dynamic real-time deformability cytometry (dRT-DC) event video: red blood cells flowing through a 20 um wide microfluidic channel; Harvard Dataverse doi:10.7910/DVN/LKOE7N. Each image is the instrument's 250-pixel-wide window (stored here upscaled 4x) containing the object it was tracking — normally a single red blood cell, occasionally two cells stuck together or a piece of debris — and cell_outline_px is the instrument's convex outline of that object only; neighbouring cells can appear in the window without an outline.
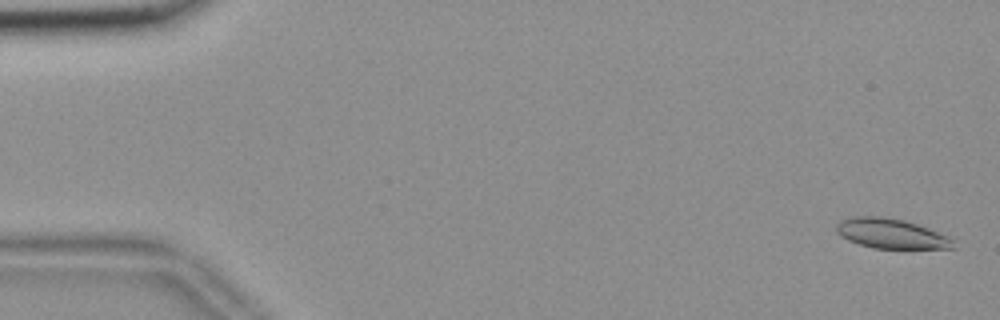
{"species": "common noctule bat (a hibernating species)", "species_latin": "Nyctalus noctula", "temperature_condition": "room temperature", "stored_images_in_passage": 56, "camera_frame_rate_fps": 3000, "um_per_image_px": 0.085, "animal": {"sex": "female", "body_mass_g": 18.4}, "frame": {"image": 1, "passage_image": 2, "time_ms": 0.333, "image_size_px": [1000, 320], "cell_outline_px": [[956, 248], [872, 248], [848, 240], [840, 236], [836, 232], [836, 224], [840, 220], [852, 216], [880, 216], [904, 220], [928, 228], [952, 240]], "centroid_in_image_um": [75.66, 19.84], "position_along_channel_um": 9.3, "area_um2": 20.06}}
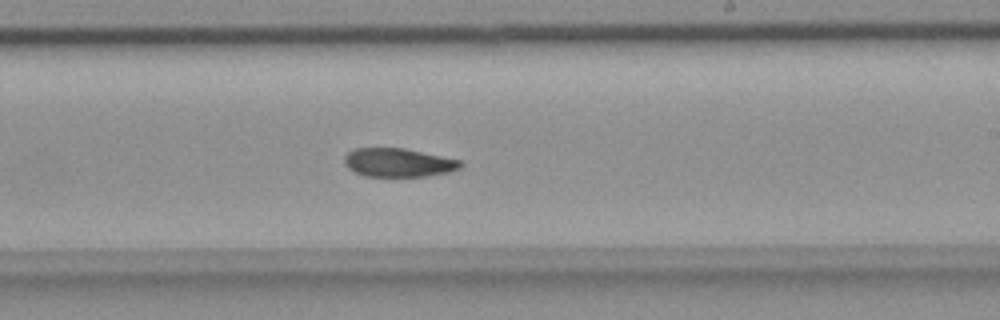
{"frame": {"image": 2, "passage_image": 34, "time_ms": 11.0, "image_size_px": [1000, 320], "cell_outline_px": [[464, 164], [460, 168], [448, 172], [424, 176], [364, 176], [348, 168], [344, 164], [344, 156], [348, 152], [356, 148], [404, 148], [460, 160]], "centroid_in_image_um": [33.84, 13.81], "position_along_channel_um": 255.2, "area_um2": 19.25}}
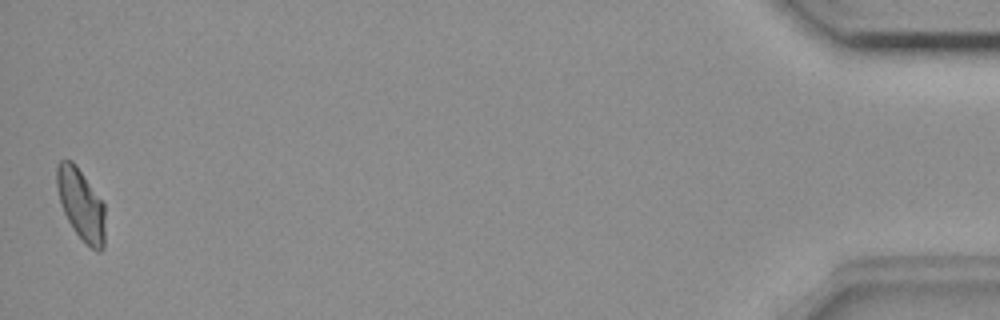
{"frame": {"image": 3, "passage_image": 56, "time_ms": 18.333, "image_size_px": [1000, 320], "cell_outline_px": [[104, 248], [100, 252], [96, 252], [72, 228], [60, 204], [56, 184], [56, 164], [60, 160], [72, 160], [76, 164], [104, 204]], "centroid_in_image_um": [6.87, 17.35], "position_along_channel_um": 428.3, "area_um2": 20.0}, "authors_computed_cell_mechanics": {"area_um2": 20.5768, "velocity_mm_per_s": 3.6281, "shape_relaxation_time_tau1_ms": 7.3355, "shape_relaxation_time_tau2_ms": 5.9836, "deformation_change_tau1": 0.1591, "deformation_change_tau2": 0.0936}}